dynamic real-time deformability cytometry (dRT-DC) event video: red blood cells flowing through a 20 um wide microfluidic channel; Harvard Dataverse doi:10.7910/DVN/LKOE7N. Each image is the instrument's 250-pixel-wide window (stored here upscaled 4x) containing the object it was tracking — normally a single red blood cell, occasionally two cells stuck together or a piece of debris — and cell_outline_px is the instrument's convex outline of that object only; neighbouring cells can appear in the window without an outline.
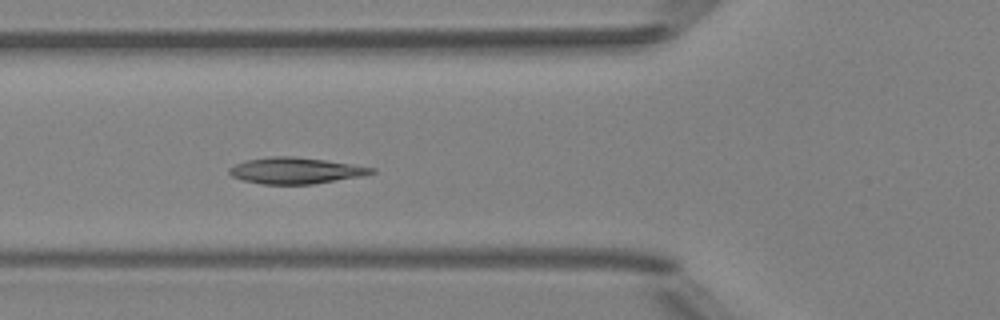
{"species": "Egyptian fruit bat (a non-hibernating species)", "species_latin": "Rousettus aegyptiacus", "temperature_condition": "room temperature", "stored_images_in_passage": 8, "camera_frame_rate_fps": 3000, "um_per_image_px": 0.085, "animal": {"sex": "female"}, "frame": {"image": 1, "passage_image": 6, "time_ms": 5.667, "image_size_px": [1000, 320], "cell_outline_px": [[376, 172], [360, 176], [312, 184], [260, 184], [244, 180], [232, 176], [228, 172], [228, 168], [244, 160], [272, 156], [292, 156], [324, 160], [352, 164], [376, 168]], "centroid_in_image_um": [25.09, 14.49], "position_along_channel_um": 100.7, "area_um2": 21.62}}
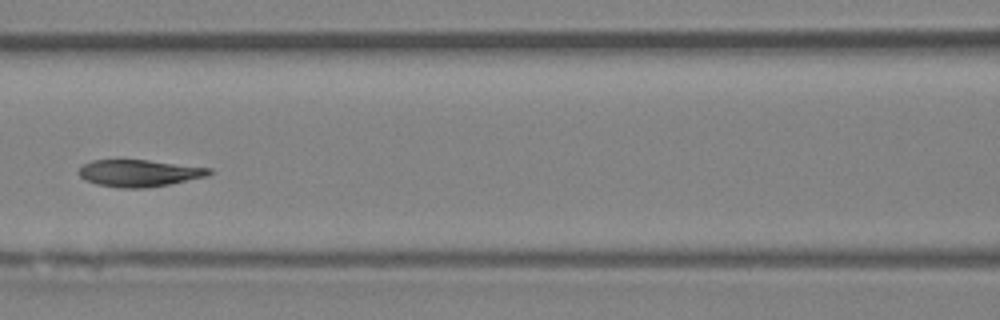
{"frame": {"image": 2, "passage_image": 7, "time_ms": 7.0, "image_size_px": [1000, 320], "cell_outline_px": [[212, 172], [208, 176], [168, 184], [144, 188], [120, 188], [96, 184], [84, 180], [76, 172], [80, 164], [92, 160], [148, 160], [212, 168]], "centroid_in_image_um": [11.77, 14.71], "position_along_channel_um": 154.8, "area_um2": 20.63}}
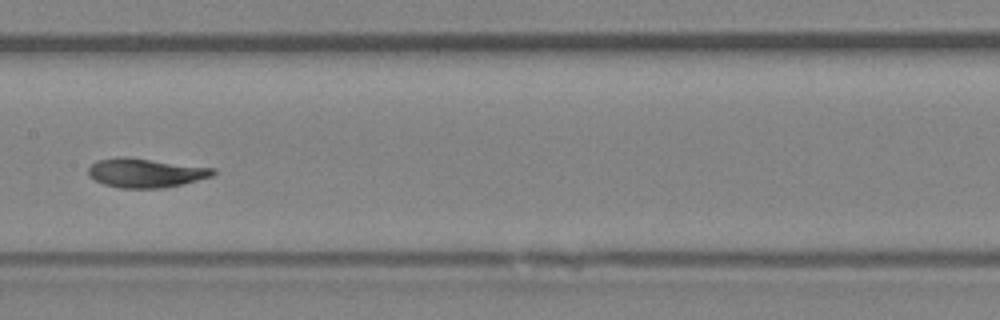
{"frame": {"image": 3, "passage_image": 8, "time_ms": 8.0, "image_size_px": [1000, 320], "cell_outline_px": [[216, 172], [212, 176], [180, 184], [160, 188], [120, 188], [104, 184], [88, 176], [88, 168], [96, 160], [120, 156], [124, 156], [216, 168]], "centroid_in_image_um": [12.34, 14.68], "position_along_channel_um": 195.1, "area_um2": 21.1}}